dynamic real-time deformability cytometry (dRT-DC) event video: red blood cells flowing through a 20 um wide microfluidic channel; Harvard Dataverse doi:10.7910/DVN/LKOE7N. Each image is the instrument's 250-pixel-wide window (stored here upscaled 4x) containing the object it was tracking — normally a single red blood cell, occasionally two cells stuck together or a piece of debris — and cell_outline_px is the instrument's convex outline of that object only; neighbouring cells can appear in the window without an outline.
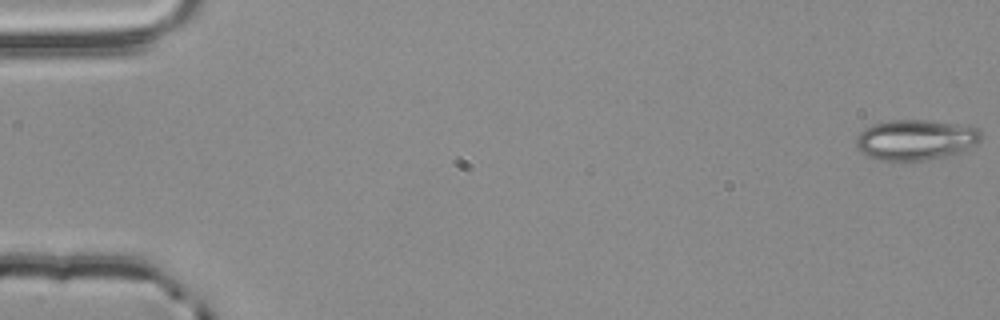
{"species": "common noctule bat (a hibernating species)", "species_latin": "Nyctalus noctula", "temperature_condition": "room temperature", "stored_images_in_passage": 5, "camera_frame_rate_fps": 3000, "um_per_image_px": 0.085, "animal": {"sex": "male", "body_mass_g": 20.4}, "frame": {"image": 1, "passage_image": 1, "time_ms": 0.0, "image_size_px": [1000, 320], "cell_outline_px": [[980, 140], [976, 144], [960, 152], [948, 156], [924, 160], [876, 160], [860, 152], [856, 148], [856, 136], [864, 128], [872, 124], [888, 120], [924, 120], [956, 124], [980, 128]], "centroid_in_image_um": [77.78, 11.88], "position_along_channel_um": 7.2, "area_um2": 29.54}}